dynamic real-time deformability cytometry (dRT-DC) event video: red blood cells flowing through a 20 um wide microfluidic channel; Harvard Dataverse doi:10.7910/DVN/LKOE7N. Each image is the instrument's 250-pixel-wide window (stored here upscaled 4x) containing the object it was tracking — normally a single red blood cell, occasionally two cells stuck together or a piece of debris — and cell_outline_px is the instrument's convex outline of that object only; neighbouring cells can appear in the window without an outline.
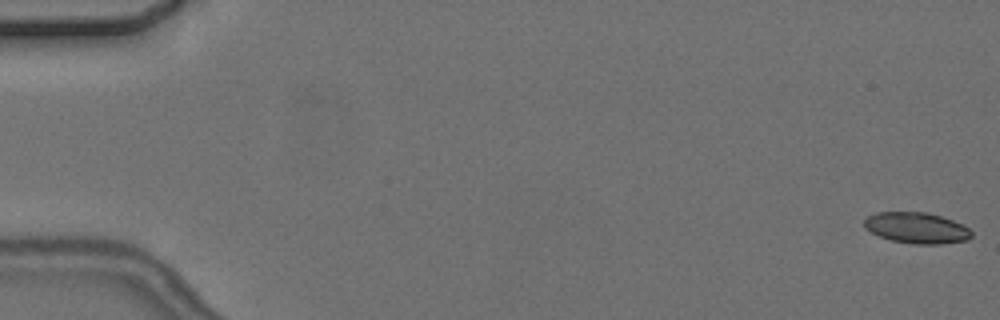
{"species": "common noctule bat (a hibernating species)", "species_latin": "Nyctalus noctula", "temperature_condition": "cold", "stored_images_in_passage": 6, "camera_frame_rate_fps": 3000, "um_per_image_px": 0.085, "animal": {"sex": "female", "body_mass_g": 24.6, "forearm_length_mm": 56.2}, "frame": {"image": 1, "passage_image": 1, "time_ms": 0.0, "image_size_px": [1000, 320], "cell_outline_px": [[972, 236], [968, 240], [940, 244], [912, 244], [892, 240], [880, 236], [864, 228], [864, 220], [868, 216], [876, 212], [928, 212], [952, 220], [968, 228], [972, 232]], "centroid_in_image_um": [77.91, 19.37], "position_along_channel_um": 7.1, "area_um2": 19.31}}
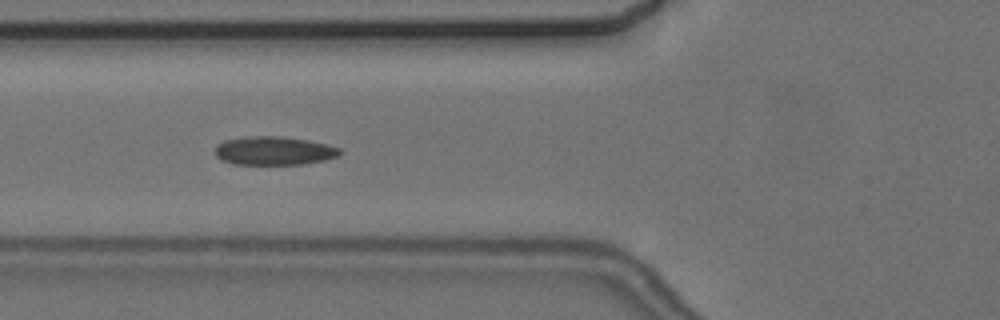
{"frame": {"image": 2, "passage_image": 5, "time_ms": 7.0, "image_size_px": [1000, 320], "cell_outline_px": [[344, 152], [336, 156], [324, 160], [304, 164], [232, 164], [220, 160], [216, 156], [216, 144], [224, 140], [244, 136], [280, 136], [308, 140], [328, 144], [340, 148]], "centroid_in_image_um": [23.27, 12.81], "position_along_channel_um": 102.5, "area_um2": 20.98}}
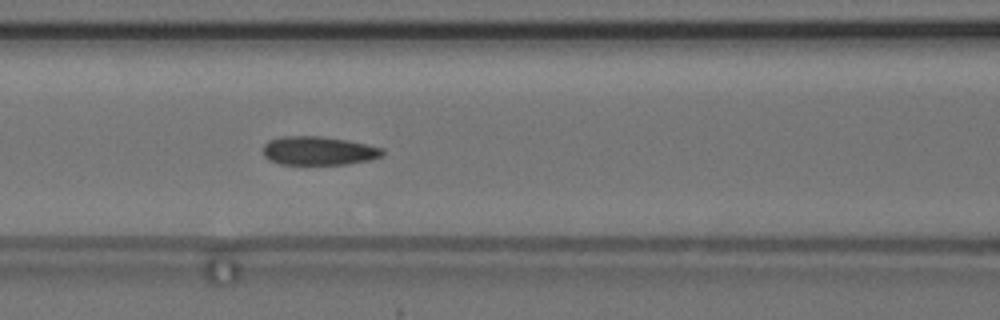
{"frame": {"image": 3, "passage_image": 6, "time_ms": 8.0, "image_size_px": [1000, 320], "cell_outline_px": [[384, 152], [380, 156], [368, 160], [348, 164], [280, 164], [268, 160], [264, 156], [264, 144], [268, 140], [284, 136], [320, 136], [348, 140], [384, 148]], "centroid_in_image_um": [27.06, 12.81], "position_along_channel_um": 139.5, "area_um2": 19.94}}